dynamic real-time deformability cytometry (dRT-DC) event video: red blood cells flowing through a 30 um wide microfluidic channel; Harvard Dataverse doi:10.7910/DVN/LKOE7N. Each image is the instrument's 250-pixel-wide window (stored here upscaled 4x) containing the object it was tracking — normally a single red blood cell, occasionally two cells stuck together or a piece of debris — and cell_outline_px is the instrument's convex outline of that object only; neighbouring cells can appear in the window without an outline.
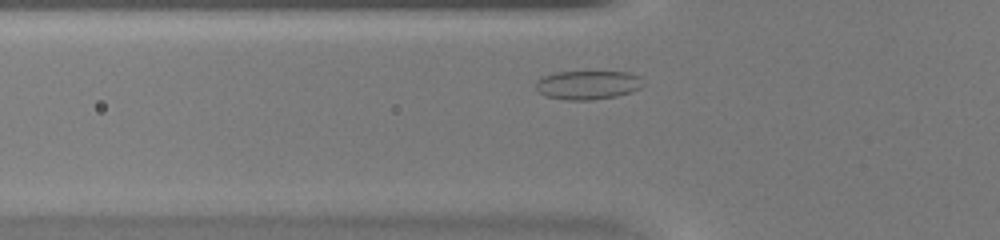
{"species": "common noctule bat (a hibernating species)", "species_latin": "Nyctalus noctula", "temperature_condition": "warm", "stored_images_in_passage": 35, "camera_frame_rate_fps": 3000, "um_per_image_px": 0.085, "animal": {"sex": "female", "body_mass_g": 20.0, "forearm_length_mm": 54.0}, "frame": {"image": 1, "passage_image": 5, "time_ms": 1.333, "image_size_px": [1000, 240], "cell_outline_px": [[644, 84], [640, 88], [632, 92], [616, 96], [592, 100], [568, 100], [544, 96], [536, 88], [536, 80], [544, 76], [556, 72], [628, 72], [640, 76]], "centroid_in_image_um": [49.98, 7.22], "position_along_channel_um": 75.8, "area_um2": 18.09}}
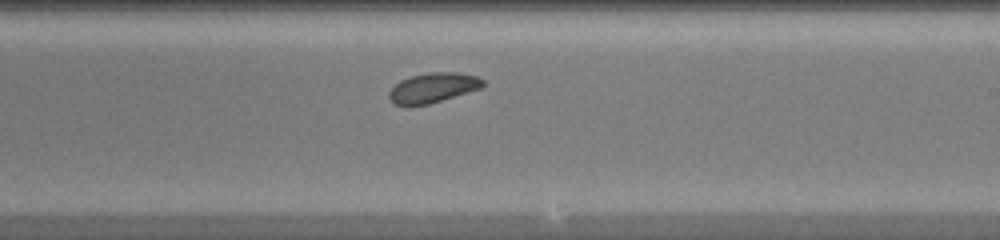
{"frame": {"image": 2, "passage_image": 17, "time_ms": 5.333, "image_size_px": [1000, 240], "cell_outline_px": [[484, 88], [428, 104], [392, 104], [388, 96], [388, 92], [400, 80], [412, 76], [432, 72], [456, 72], [476, 76], [484, 80]], "centroid_in_image_um": [36.84, 7.45], "position_along_channel_um": 252.2, "area_um2": 16.18}}
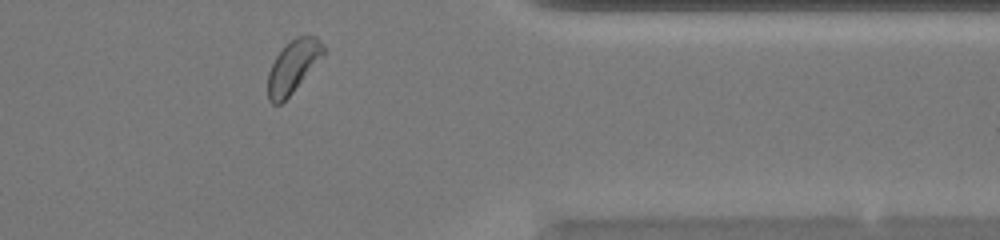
{"frame": {"image": 3, "passage_image": 27, "time_ms": 8.667, "image_size_px": [1000, 240], "cell_outline_px": [[324, 52], [292, 92], [280, 104], [272, 104], [268, 100], [268, 72], [276, 56], [296, 36], [316, 36], [324, 44]], "centroid_in_image_um": [24.87, 5.65], "position_along_channel_um": 386.5, "area_um2": 16.24}}